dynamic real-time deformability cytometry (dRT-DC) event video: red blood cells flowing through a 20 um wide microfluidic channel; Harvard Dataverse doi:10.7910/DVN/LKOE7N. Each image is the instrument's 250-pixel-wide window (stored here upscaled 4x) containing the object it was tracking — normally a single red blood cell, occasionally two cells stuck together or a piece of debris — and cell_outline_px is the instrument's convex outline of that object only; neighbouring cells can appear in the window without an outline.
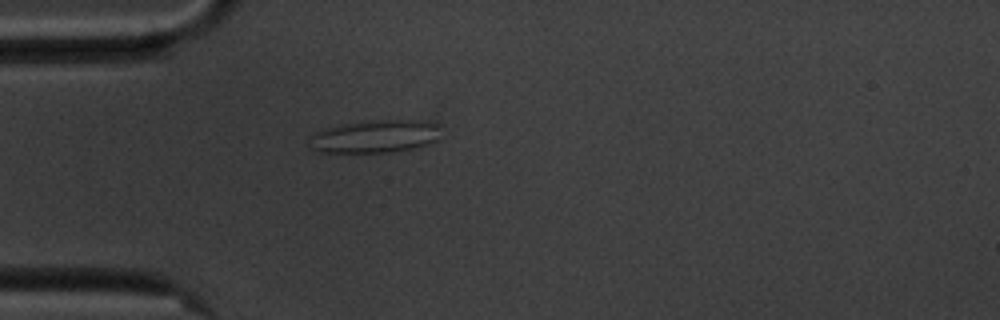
{"species": "common noctule bat (a hibernating species)", "species_latin": "Nyctalus noctula", "temperature_condition": "cold", "stored_images_in_passage": 42, "camera_frame_rate_fps": 3000, "um_per_image_px": 0.085, "animal": {"sex": "male", "body_mass_g": 20.1, "forearm_length_mm": 53.5}, "frame": {"image": 1, "passage_image": 1, "time_ms": 0.0, "image_size_px": [1000, 320], "cell_outline_px": [[440, 124], [436, 140], [420, 148], [392, 152], [320, 152], [308, 148], [308, 136], [324, 128], [364, 120], [428, 120]], "centroid_in_image_um": [31.86, 11.59], "position_along_channel_um": 53.1, "area_um2": 25.72}}
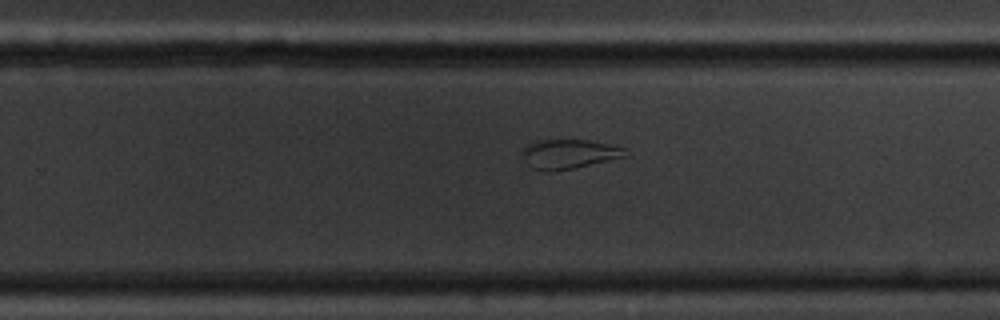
{"frame": {"image": 2, "passage_image": 21, "time_ms": 6.667, "image_size_px": [1000, 320], "cell_outline_px": [[628, 156], [576, 168], [548, 172], [532, 168], [524, 160], [520, 152], [528, 144], [540, 140], [588, 140], [608, 144], [624, 148]], "centroid_in_image_um": [48.34, 13.1], "position_along_channel_um": 281.5, "area_um2": 17.69}}
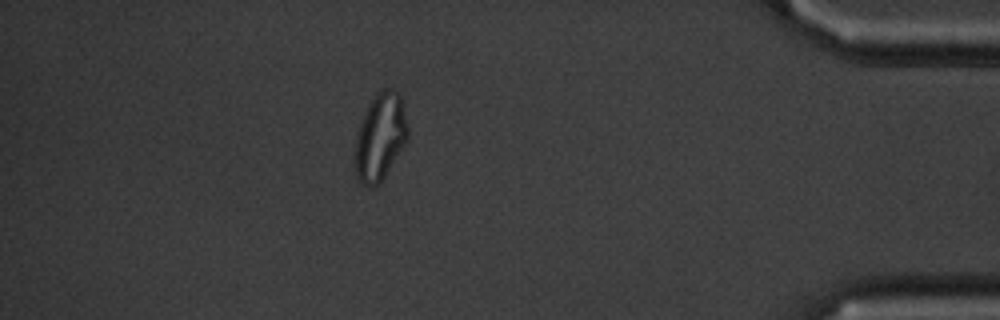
{"frame": {"image": 3, "passage_image": 35, "time_ms": 11.333, "image_size_px": [1000, 320], "cell_outline_px": [[408, 140], [380, 184], [372, 188], [368, 188], [360, 184], [356, 180], [352, 164], [352, 152], [356, 136], [360, 124], [376, 92], [384, 88], [392, 88], [400, 92], [408, 124]], "centroid_in_image_um": [32.28, 11.72], "position_along_channel_um": 402.9, "area_um2": 27.8}, "authors_computed_cell_mechanics": {"area_um2": 19.6231, "velocity_mm_per_s": 3.5317, "shape_relaxation_time_tau1_ms": null, "shape_relaxation_time_tau2_ms": 2.3687, "deformation_change_tau1": null, "deformation_change_tau2": 0.0836}}